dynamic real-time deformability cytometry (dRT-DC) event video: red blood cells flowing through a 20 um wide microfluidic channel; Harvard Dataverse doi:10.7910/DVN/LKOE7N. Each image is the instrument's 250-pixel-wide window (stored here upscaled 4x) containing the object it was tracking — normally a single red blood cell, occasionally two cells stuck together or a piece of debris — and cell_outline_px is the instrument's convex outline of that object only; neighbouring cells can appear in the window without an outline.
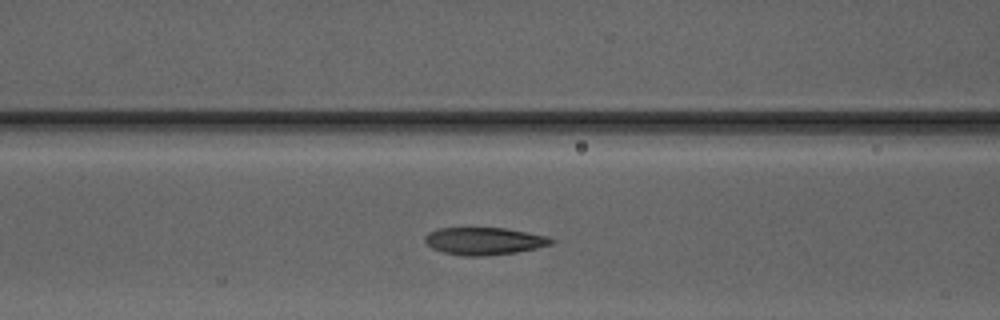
{"species": "Egyptian fruit bat (a non-hibernating species)", "species_latin": "Rousettus aegyptiacus", "temperature_condition": "warm", "stored_images_in_passage": 34, "camera_frame_rate_fps": 3000, "um_per_image_px": 0.085, "animal": {"sex": "male"}, "frame": {"image": 1, "passage_image": 13, "time_ms": 4.0, "image_size_px": [1000, 320], "cell_outline_px": [[556, 240], [552, 244], [536, 248], [516, 252], [488, 256], [464, 256], [444, 252], [432, 248], [424, 240], [424, 236], [428, 232], [440, 228], [504, 228], [548, 236]], "centroid_in_image_um": [41.16, 20.49], "position_along_channel_um": 125.4, "area_um2": 20.17}}
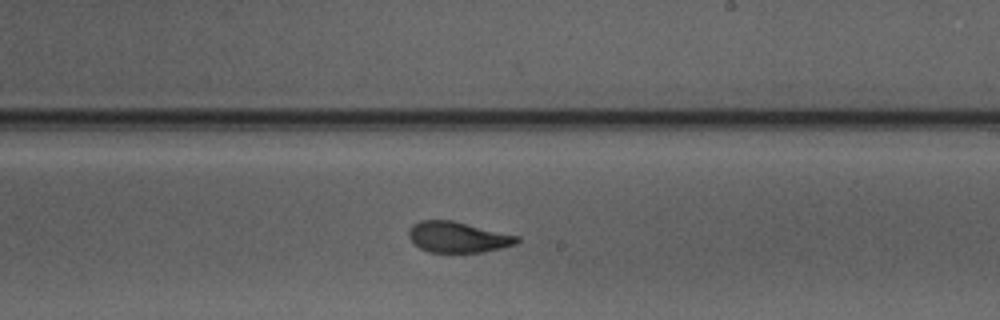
{"frame": {"image": 2, "passage_image": 22, "time_ms": 7.0, "image_size_px": [1000, 320], "cell_outline_px": [[520, 240], [516, 244], [484, 252], [428, 252], [420, 248], [408, 236], [408, 228], [412, 224], [420, 220], [452, 220], [520, 236]], "centroid_in_image_um": [38.91, 20.15], "position_along_channel_um": 250.1, "area_um2": 19.48}}
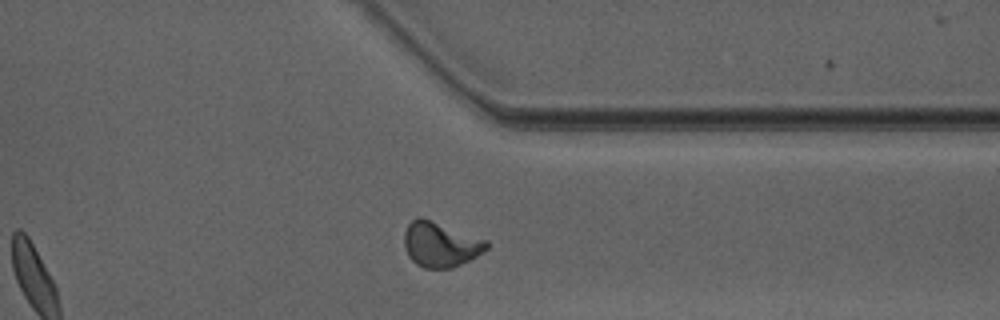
{"frame": {"image": 3, "passage_image": 31, "time_ms": 10.0, "image_size_px": [1000, 320], "cell_outline_px": [[488, 248], [476, 256], [452, 268], [424, 268], [416, 264], [408, 256], [404, 244], [404, 232], [408, 224], [416, 216], [420, 216], [488, 240]], "centroid_in_image_um": [37.42, 20.76], "position_along_channel_um": 374.0, "area_um2": 21.56}, "authors_computed_cell_mechanics": {"area_um2": 20.3745, "velocity_mm_per_s": 4.1613, "shape_relaxation_time_tau1_ms": 4.8222, "shape_relaxation_time_tau2_ms": 1.0558, "deformation_change_tau1": 0.1743, "deformation_change_tau2": 0.0675}}